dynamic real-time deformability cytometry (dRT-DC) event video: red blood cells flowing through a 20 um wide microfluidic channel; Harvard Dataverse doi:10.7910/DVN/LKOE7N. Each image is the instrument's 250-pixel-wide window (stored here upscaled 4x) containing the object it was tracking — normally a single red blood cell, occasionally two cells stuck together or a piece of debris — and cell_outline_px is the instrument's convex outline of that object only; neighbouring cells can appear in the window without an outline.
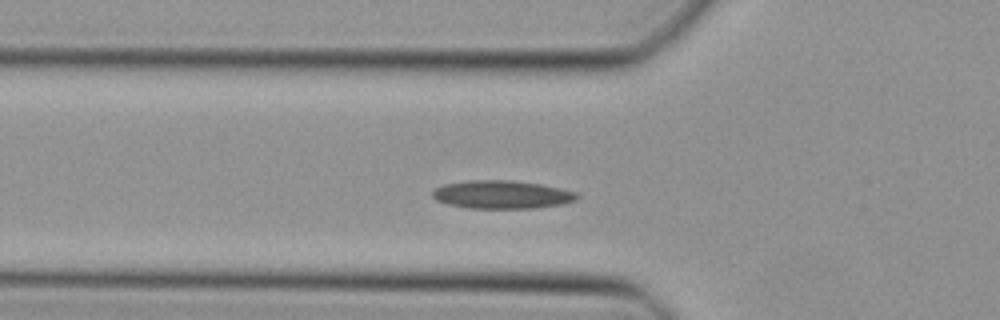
{"species": "Egyptian fruit bat (a non-hibernating species)", "species_latin": "Rousettus aegyptiacus", "temperature_condition": "cold", "stored_images_in_passage": 41, "camera_frame_rate_fps": 3000, "um_per_image_px": 0.085, "animal": {"sex": "female"}, "frame": {"image": 1, "passage_image": 9, "time_ms": 2.667, "image_size_px": [1000, 320], "cell_outline_px": [[580, 196], [576, 200], [560, 204], [532, 208], [468, 208], [448, 204], [436, 200], [432, 196], [432, 192], [436, 188], [444, 184], [468, 180], [512, 180], [540, 184], [560, 188], [576, 192]], "centroid_in_image_um": [42.65, 16.53], "position_along_channel_um": 83.2, "area_um2": 23.64}}
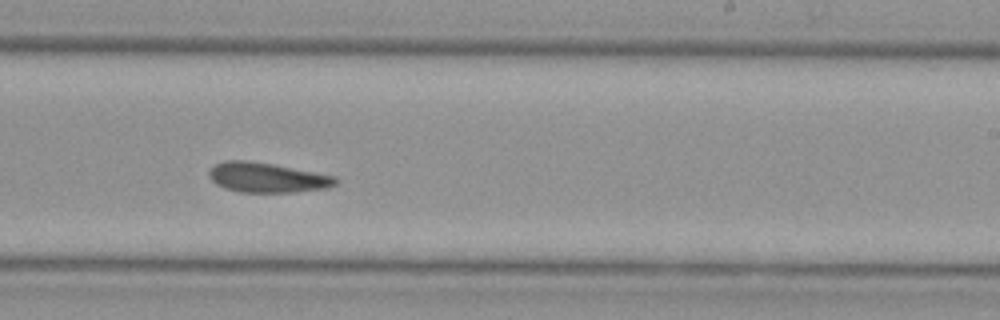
{"frame": {"image": 2, "passage_image": 22, "time_ms": 7.0, "image_size_px": [1000, 320], "cell_outline_px": [[340, 180], [336, 184], [328, 188], [292, 192], [240, 192], [224, 188], [216, 184], [208, 176], [208, 172], [216, 164], [224, 160], [248, 160], [272, 164], [336, 176]], "centroid_in_image_um": [22.71, 15.09], "position_along_channel_um": 266.3, "area_um2": 22.02}}
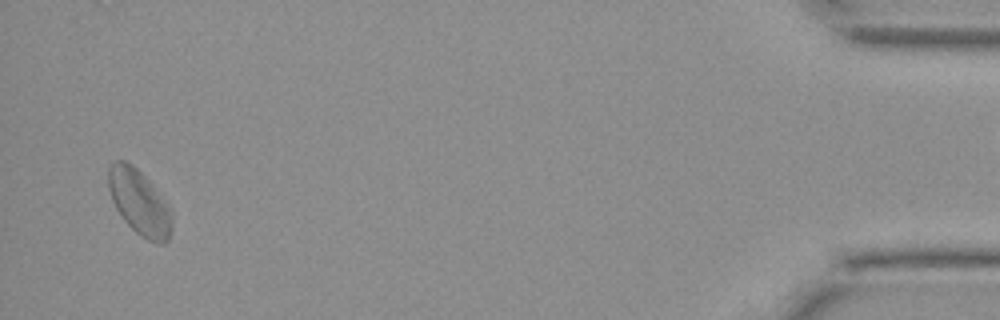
{"frame": {"image": 3, "passage_image": 39, "time_ms": 12.667, "image_size_px": [1000, 320], "cell_outline_px": [[172, 228], [168, 240], [164, 244], [156, 244], [148, 240], [136, 232], [124, 220], [116, 208], [112, 200], [108, 188], [108, 168], [116, 160], [124, 160], [132, 164], [156, 188], [172, 212]], "centroid_in_image_um": [11.85, 17.21], "position_along_channel_um": 423.3, "area_um2": 24.04}}